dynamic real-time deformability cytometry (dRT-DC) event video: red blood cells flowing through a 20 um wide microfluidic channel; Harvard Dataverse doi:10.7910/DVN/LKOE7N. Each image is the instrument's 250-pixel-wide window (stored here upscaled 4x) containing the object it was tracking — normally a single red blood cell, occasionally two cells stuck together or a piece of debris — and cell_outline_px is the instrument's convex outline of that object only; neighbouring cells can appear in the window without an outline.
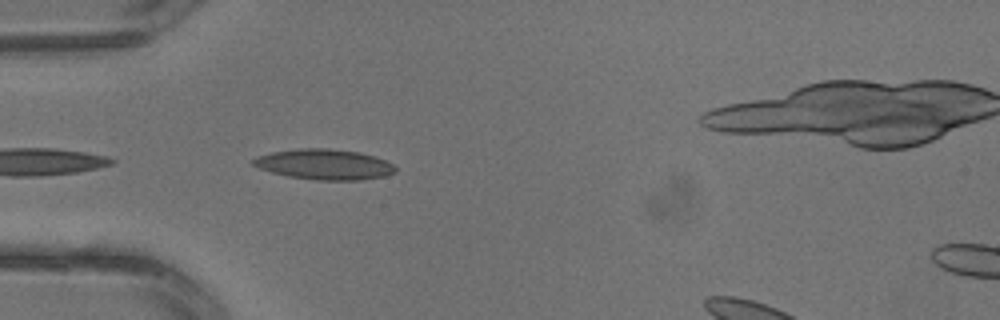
{"species": "common noctule bat (a hibernating species)", "species_latin": "Nyctalus noctula", "temperature_condition": "warm", "stored_images_in_passage": 4, "camera_frame_rate_fps": 3000, "um_per_image_px": 0.085, "animal": {"sex": "male", "body_mass_g": 13.3}, "frame": {"image": 1, "passage_image": 3, "time_ms": 0.667, "image_size_px": [1000, 320], "cell_outline_px": [[396, 172], [384, 176], [360, 180], [320, 180], [288, 176], [272, 172], [260, 168], [252, 164], [252, 160], [256, 156], [272, 152], [300, 148], [328, 148], [360, 152], [376, 156], [392, 164], [396, 168]], "centroid_in_image_um": [27.58, 13.96], "position_along_channel_um": 57.4, "area_um2": 25.14}}